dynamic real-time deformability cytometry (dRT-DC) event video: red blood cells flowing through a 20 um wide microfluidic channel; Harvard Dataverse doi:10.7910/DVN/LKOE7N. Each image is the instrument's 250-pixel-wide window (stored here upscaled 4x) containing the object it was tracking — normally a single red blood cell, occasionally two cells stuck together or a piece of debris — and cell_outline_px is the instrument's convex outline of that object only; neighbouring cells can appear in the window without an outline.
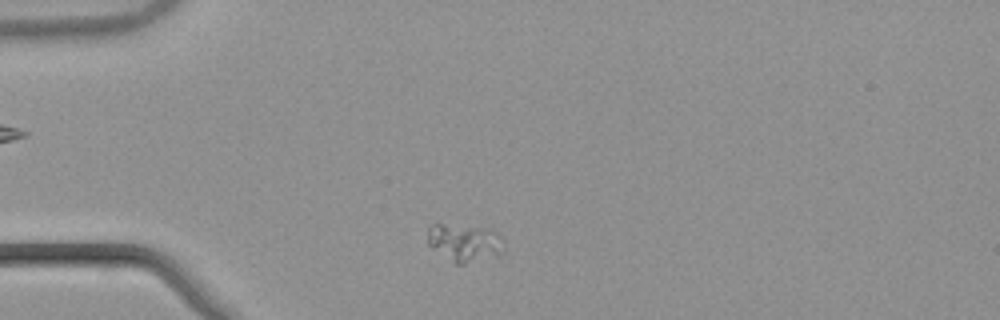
{"species": "common noctule bat (a hibernating species)", "species_latin": "Nyctalus noctula", "temperature_condition": "warm", "stored_images_in_passage": 37, "camera_frame_rate_fps": 3000, "um_per_image_px": 0.085, "animal": {"sex": "male", "body_mass_g": 21.5, "forearm_length_mm": 52.0}, "frame": {"image": 1, "passage_image": 3, "time_ms": 0.667, "image_size_px": [1000, 320], "cell_outline_px": [[504, 252], [500, 260], [464, 264], [456, 264], [432, 248], [428, 244], [428, 228], [432, 224], [444, 224], [492, 228], [500, 236], [504, 244]], "centroid_in_image_um": [39.61, 20.68], "position_along_channel_um": 45.4, "area_um2": 17.63}}
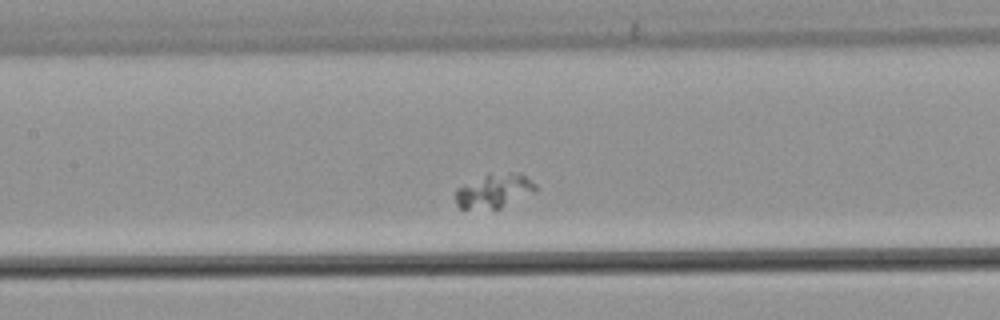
{"frame": {"image": 2, "passage_image": 15, "time_ms": 4.667, "image_size_px": [1000, 320], "cell_outline_px": [[536, 192], [500, 208], [460, 208], [456, 204], [456, 188], [488, 172], [520, 172], [536, 184]], "centroid_in_image_um": [42.02, 16.18], "position_along_channel_um": 165.4, "area_um2": 16.13}}
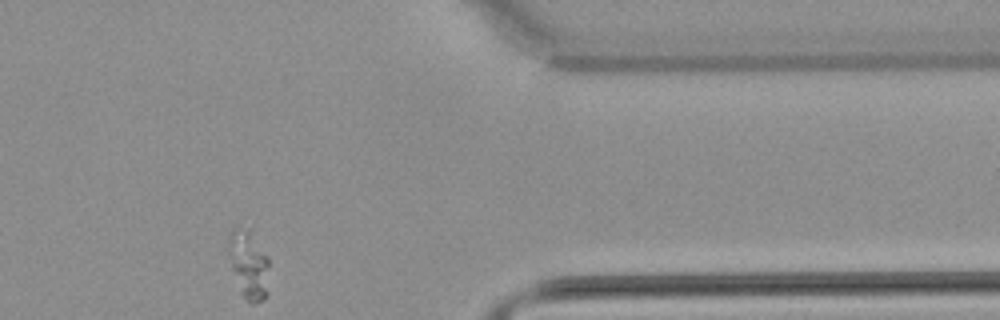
{"frame": {"image": 3, "passage_image": 35, "time_ms": 11.333, "image_size_px": [1000, 320], "cell_outline_px": [[268, 296], [264, 300], [256, 304], [252, 304], [240, 292], [232, 268], [232, 260], [252, 252], [268, 256]], "centroid_in_image_um": [21.44, 23.49], "position_along_channel_um": 390.0, "area_um2": 10.52}}